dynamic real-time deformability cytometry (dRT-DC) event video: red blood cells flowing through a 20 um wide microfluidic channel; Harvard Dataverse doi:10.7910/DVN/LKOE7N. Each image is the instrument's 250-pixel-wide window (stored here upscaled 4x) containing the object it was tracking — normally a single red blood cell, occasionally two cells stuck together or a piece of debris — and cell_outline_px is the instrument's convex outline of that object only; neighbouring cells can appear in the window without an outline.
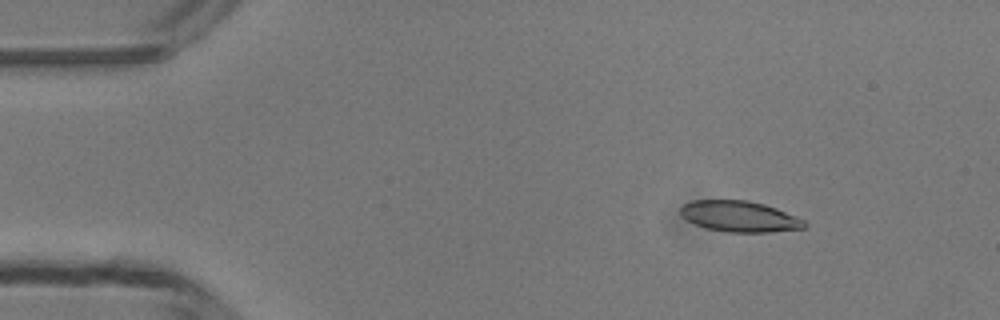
{"species": "common noctule bat (a hibernating species)", "species_latin": "Nyctalus noctula", "temperature_condition": "room temperature", "stored_images_in_passage": 49, "camera_frame_rate_fps": 3000, "um_per_image_px": 0.085, "animal": {"sex": "male", "body_mass_g": 13.3}, "frame": {"image": 1, "passage_image": 7, "time_ms": 2.0, "image_size_px": [1000, 320], "cell_outline_px": [[808, 224], [804, 228], [768, 232], [728, 232], [708, 228], [696, 224], [680, 216], [680, 208], [684, 204], [692, 200], [748, 200], [764, 204], [776, 208], [804, 220]], "centroid_in_image_um": [62.85, 18.39], "position_along_channel_um": 22.1, "area_um2": 22.2}}
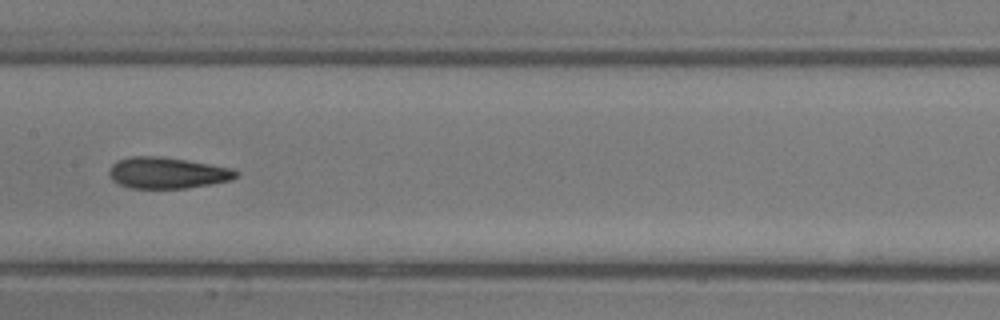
{"frame": {"image": 2, "passage_image": 25, "time_ms": 8.0, "image_size_px": [1000, 320], "cell_outline_px": [[240, 176], [232, 180], [184, 188], [132, 188], [120, 184], [112, 180], [108, 172], [112, 164], [116, 160], [132, 156], [160, 156], [232, 168], [240, 172]], "centroid_in_image_um": [14.22, 14.69], "position_along_channel_um": 193.2, "area_um2": 23.0}}
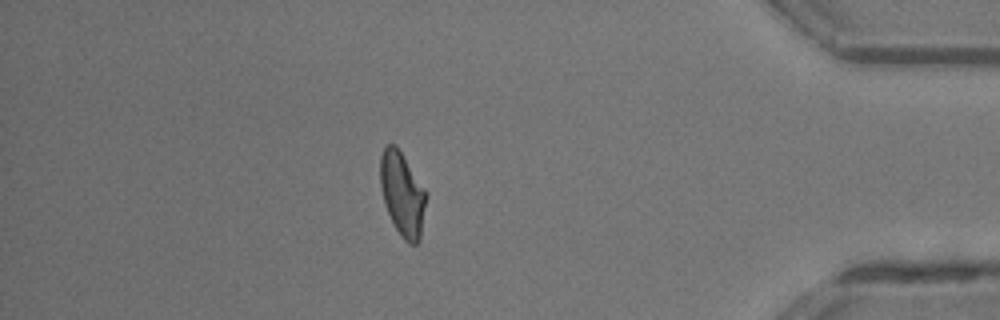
{"frame": {"image": 3, "passage_image": 43, "time_ms": 14.0, "image_size_px": [1000, 320], "cell_outline_px": [[428, 196], [420, 240], [416, 244], [408, 244], [400, 236], [388, 212], [384, 200], [380, 184], [380, 156], [384, 148], [388, 144], [396, 144], [428, 192]], "centroid_in_image_um": [34.24, 16.49], "position_along_channel_um": 401.0, "area_um2": 22.72}, "authors_computed_cell_mechanics": {"area_um2": 22.4842, "velocity_mm_per_s": 4.1878, "shape_relaxation_time_tau1_ms": null, "shape_relaxation_time_tau2_ms": 1.8902, "deformation_change_tau1": null, "deformation_change_tau2": 0.0835}}